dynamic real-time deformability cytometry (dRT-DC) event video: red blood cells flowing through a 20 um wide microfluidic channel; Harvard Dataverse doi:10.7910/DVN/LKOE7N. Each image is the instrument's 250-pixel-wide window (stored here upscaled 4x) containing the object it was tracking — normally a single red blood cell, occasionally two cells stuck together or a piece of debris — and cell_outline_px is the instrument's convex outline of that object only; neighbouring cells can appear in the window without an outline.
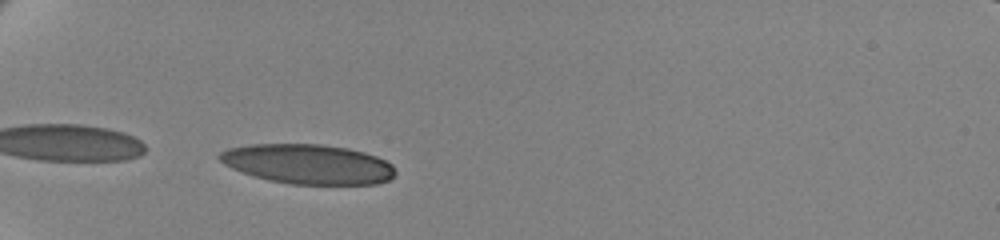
{"species": "human", "species_latin": "Homo sapiens", "temperature_condition": "cold", "stored_images_in_passage": 37, "camera_frame_rate_fps": 3000, "um_per_image_px": 0.085, "donor": {"sex": "female"}, "frame": {"image": 1, "passage_image": 1, "time_ms": 0.0, "image_size_px": [1000, 240], "cell_outline_px": [[396, 172], [388, 180], [376, 184], [292, 184], [268, 180], [252, 176], [232, 168], [224, 164], [216, 156], [220, 152], [228, 148], [252, 144], [320, 144], [348, 148], [364, 152], [376, 156], [392, 164]], "centroid_in_image_um": [26.16, 13.94], "position_along_channel_um": 58.8, "area_um2": 40.69}}
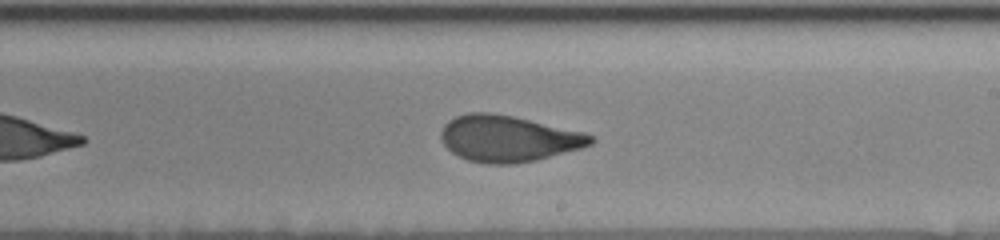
{"frame": {"image": 2, "passage_image": 19, "time_ms": 6.0, "image_size_px": [1000, 240], "cell_outline_px": [[596, 140], [592, 144], [580, 148], [536, 160], [516, 164], [484, 164], [468, 160], [452, 152], [444, 144], [440, 136], [440, 132], [444, 124], [448, 120], [456, 116], [468, 112], [488, 112], [512, 116], [584, 132], [596, 136]], "centroid_in_image_um": [43.19, 11.78], "position_along_channel_um": 245.8, "area_um2": 40.4}}
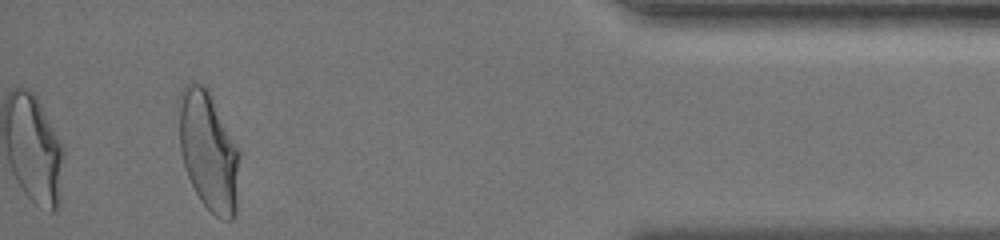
{"frame": {"image": 3, "passage_image": 37, "time_ms": 12.0, "image_size_px": [1000, 240], "cell_outline_px": [[240, 152], [236, 212], [232, 220], [224, 220], [216, 216], [200, 200], [188, 176], [184, 164], [180, 148], [180, 92], [184, 84], [192, 80], [208, 88]], "centroid_in_image_um": [17.74, 12.83], "position_along_channel_um": 417.5, "area_um2": 41.85}, "authors_computed_cell_mechanics": {"area_um2": 40.2866, "velocity_mm_per_s": 3.4852, "shape_relaxation_time_tau1_ms": 5.8867, "shape_relaxation_time_tau2_ms": 0.9422, "deformation_change_tau1": 0.1785, "deformation_change_tau2": 0.0725}}